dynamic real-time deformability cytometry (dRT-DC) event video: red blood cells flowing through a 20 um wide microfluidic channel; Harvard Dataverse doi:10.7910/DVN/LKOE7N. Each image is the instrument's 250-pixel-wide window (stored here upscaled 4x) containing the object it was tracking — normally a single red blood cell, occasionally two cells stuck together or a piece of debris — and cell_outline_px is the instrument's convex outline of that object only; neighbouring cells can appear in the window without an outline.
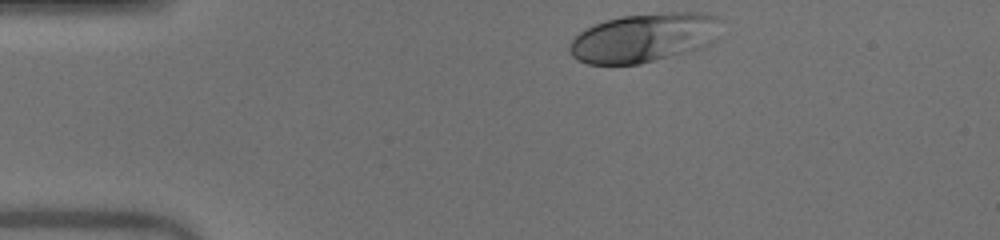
{"species": "human", "species_latin": "Homo sapiens", "temperature_condition": "warm", "stored_images_in_passage": 32, "camera_frame_rate_fps": 3000, "um_per_image_px": 0.085, "donor": {"sex": "male"}, "frame": {"image": 1, "passage_image": 1, "time_ms": 0.0, "image_size_px": [1000, 240], "cell_outline_px": [[720, 36], [716, 40], [700, 48], [640, 64], [588, 64], [576, 60], [572, 56], [568, 48], [568, 44], [580, 32], [604, 20], [624, 16], [668, 12], [704, 12], [716, 16], [720, 20]], "centroid_in_image_um": [54.77, 3.2], "position_along_channel_um": 30.2, "area_um2": 43.35}}
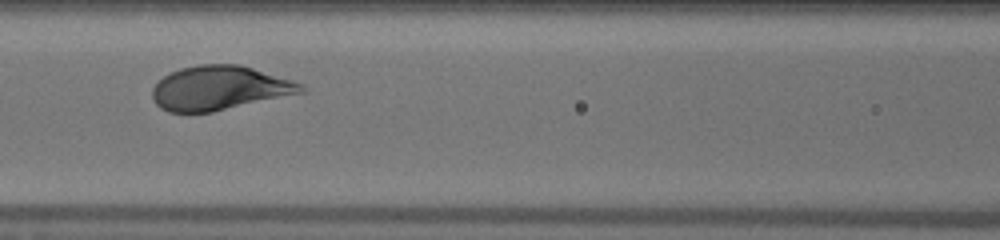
{"frame": {"image": 2, "passage_image": 14, "time_ms": 4.333, "image_size_px": [1000, 240], "cell_outline_px": [[308, 92], [212, 112], [168, 112], [160, 108], [156, 104], [152, 96], [152, 88], [164, 76], [180, 68], [200, 64], [240, 64], [292, 80], [304, 84]], "centroid_in_image_um": [18.7, 7.49], "position_along_channel_um": 147.9, "area_um2": 38.49}}
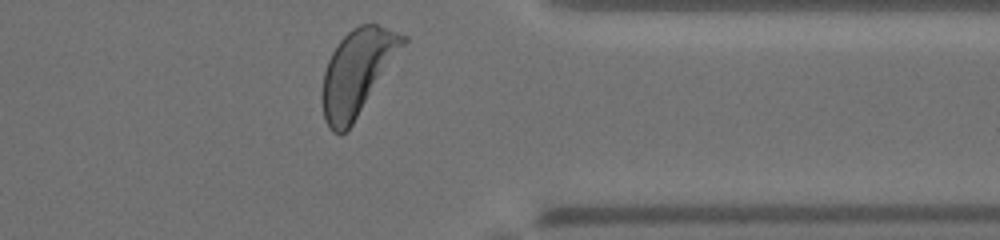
{"frame": {"image": 3, "passage_image": 32, "time_ms": 10.333, "image_size_px": [1000, 240], "cell_outline_px": [[408, 40], [352, 124], [340, 136], [332, 132], [328, 128], [324, 120], [320, 100], [320, 92], [324, 72], [328, 60], [332, 52], [340, 40], [352, 28], [360, 24], [376, 24], [388, 28], [408, 36]], "centroid_in_image_um": [30.33, 6.15], "position_along_channel_um": 381.1, "area_um2": 40.06}, "authors_computed_cell_mechanics": {"area_um2": 39.2751, "velocity_mm_per_s": 4.0194, "shape_relaxation_time_tau1_ms": 1.46, "shape_relaxation_time_tau2_ms": null, "deformation_change_tau1": 0.1304, "deformation_change_tau2": null}}